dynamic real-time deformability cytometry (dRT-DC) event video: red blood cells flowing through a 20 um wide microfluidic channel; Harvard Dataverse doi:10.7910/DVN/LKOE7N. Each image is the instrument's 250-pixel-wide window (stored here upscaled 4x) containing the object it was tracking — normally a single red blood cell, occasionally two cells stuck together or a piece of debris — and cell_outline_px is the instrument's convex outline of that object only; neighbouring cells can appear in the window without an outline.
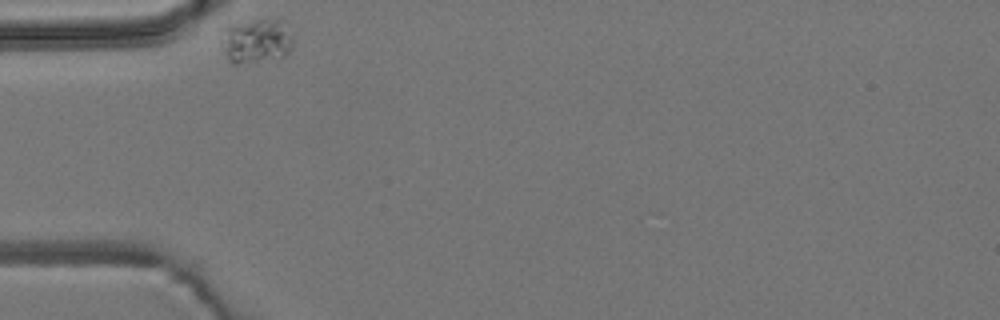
{"species": "common noctule bat (a hibernating species)", "species_latin": "Nyctalus noctula", "temperature_condition": "room temperature", "stored_images_in_passage": 6, "camera_frame_rate_fps": 3000, "um_per_image_px": 0.085, "animal": {"sex": "male", "body_mass_g": 19.2, "forearm_length_mm": 51.8}, "frame": {"image": 1, "passage_image": 1, "time_ms": 0.0, "image_size_px": [1000, 320], "cell_outline_px": [[292, 48], [284, 56], [236, 64], [232, 64], [228, 60], [224, 52], [220, 40], [224, 28], [232, 24], [252, 20], [284, 20], [292, 36]], "centroid_in_image_um": [21.76, 3.46], "position_along_channel_um": 63.2, "area_um2": 18.5}}
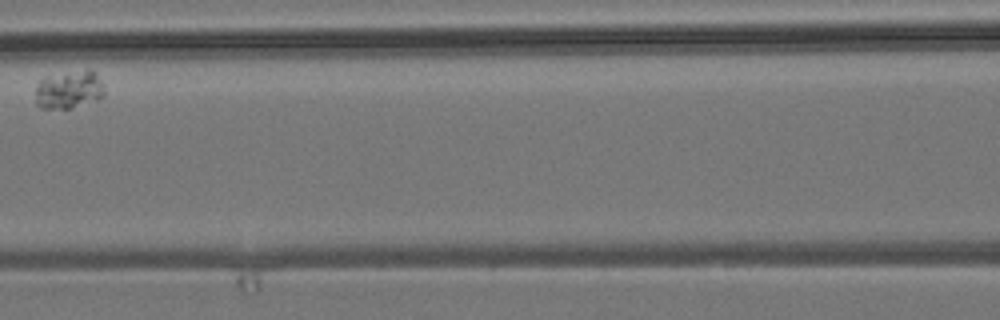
{"frame": {"image": 2, "passage_image": 3, "time_ms": 3.333, "image_size_px": [1000, 320], "cell_outline_px": [[104, 96], [96, 100], [72, 108], [40, 108], [36, 104], [36, 84], [40, 80], [88, 68], [92, 68], [104, 84]], "centroid_in_image_um": [5.91, 7.63], "position_along_channel_um": 160.7, "area_um2": 15.14}}
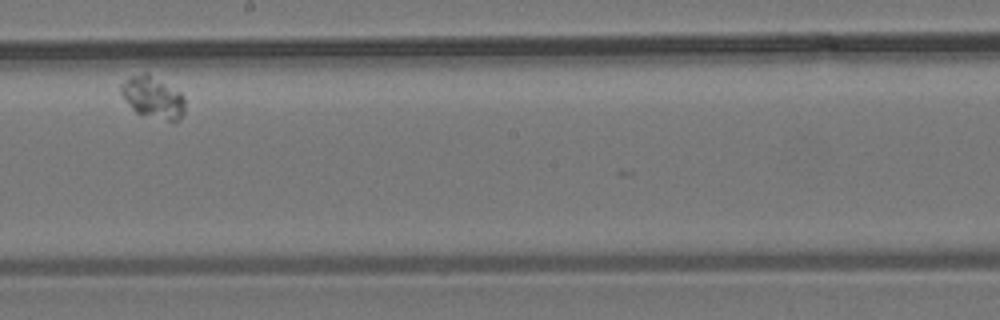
{"frame": {"image": 3, "passage_image": 5, "time_ms": 5.667, "image_size_px": [1000, 320], "cell_outline_px": [[184, 112], [176, 120], [168, 120], [136, 112], [124, 100], [120, 92], [120, 84], [128, 76], [144, 72], [148, 72], [180, 92], [184, 96]], "centroid_in_image_um": [12.95, 8.21], "position_along_channel_um": 235.3, "area_um2": 15.49}}